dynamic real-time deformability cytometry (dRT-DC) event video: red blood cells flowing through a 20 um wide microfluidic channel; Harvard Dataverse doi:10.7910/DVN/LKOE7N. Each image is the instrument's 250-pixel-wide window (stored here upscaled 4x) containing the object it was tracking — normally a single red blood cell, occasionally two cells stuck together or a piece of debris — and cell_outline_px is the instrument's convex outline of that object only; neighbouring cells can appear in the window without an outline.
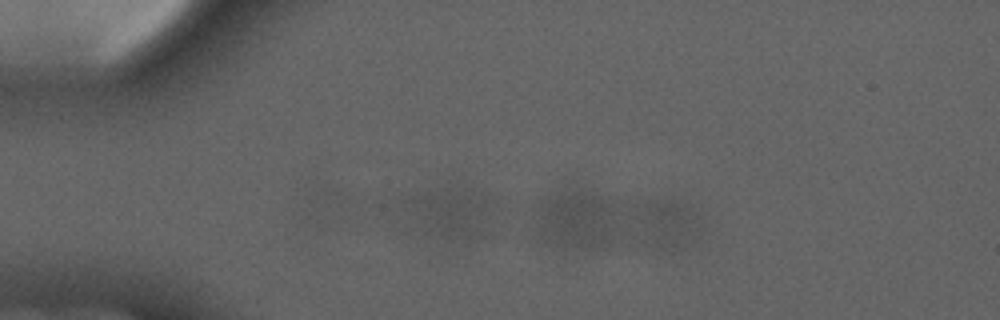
{"species": "common noctule bat (a hibernating species)", "species_latin": "Nyctalus noctula", "temperature_condition": "cold", "stored_images_in_passage": 4, "segment_of_instrument_passage": [1, 2], "camera_frame_rate_fps": 3000, "um_per_image_px": 0.085, "animal": {"sex": "male", "forearm_length_mm": 52.5}, "frame": {"image": 1, "passage_image": 3, "time_ms": 2.333, "image_size_px": [1000, 320], "cell_outline_px": [[496, 204], [488, 236], [472, 240], [448, 240], [424, 236], [408, 232], [400, 200], [408, 196], [448, 188], [468, 188], [492, 196]], "centroid_in_image_um": [38.21, 18.19], "position_along_channel_um": 46.8, "area_um2": 29.48}}